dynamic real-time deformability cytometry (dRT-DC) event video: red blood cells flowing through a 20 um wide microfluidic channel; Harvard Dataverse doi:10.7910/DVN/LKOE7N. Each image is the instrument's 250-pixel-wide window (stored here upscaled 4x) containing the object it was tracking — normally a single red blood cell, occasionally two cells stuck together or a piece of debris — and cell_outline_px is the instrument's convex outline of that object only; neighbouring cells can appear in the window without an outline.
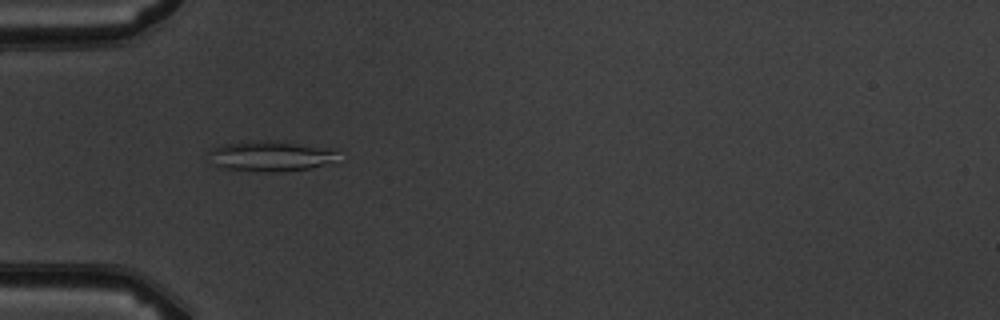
{"species": "common noctule bat (a hibernating species)", "species_latin": "Nyctalus noctula", "temperature_condition": "warm", "stored_images_in_passage": 5, "camera_frame_rate_fps": 3000, "um_per_image_px": 0.085, "animal": {"sex": "male", "body_mass_g": 19.5, "forearm_length_mm": 54.6}, "frame": {"image": 1, "passage_image": 4, "time_ms": 3.667, "image_size_px": [1000, 320], "cell_outline_px": [[336, 156], [332, 160], [324, 164], [308, 168], [284, 172], [264, 172], [224, 168], [212, 164], [208, 152], [212, 148], [224, 144], [248, 140], [276, 140], [332, 148], [336, 152]], "centroid_in_image_um": [22.94, 13.25], "position_along_channel_um": 62.1, "area_um2": 23.0}}
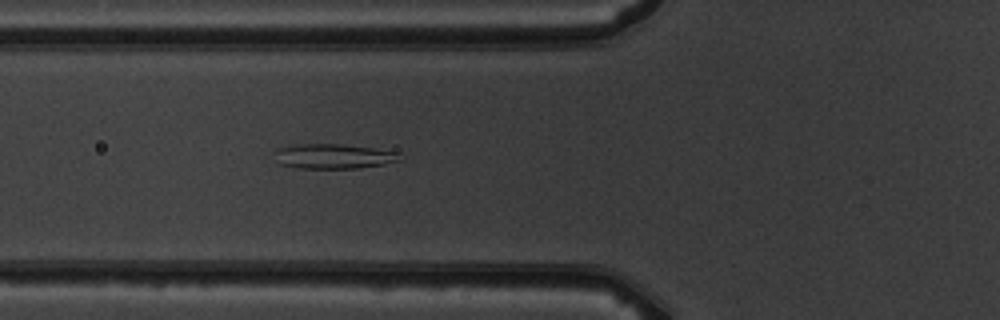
{"frame": {"image": 2, "passage_image": 5, "time_ms": 4.667, "image_size_px": [1000, 320], "cell_outline_px": [[404, 160], [384, 164], [360, 168], [296, 168], [280, 164], [272, 152], [280, 148], [296, 144], [344, 144], [400, 152]], "centroid_in_image_um": [28.39, 13.28], "position_along_channel_um": 97.4, "area_um2": 18.32}}